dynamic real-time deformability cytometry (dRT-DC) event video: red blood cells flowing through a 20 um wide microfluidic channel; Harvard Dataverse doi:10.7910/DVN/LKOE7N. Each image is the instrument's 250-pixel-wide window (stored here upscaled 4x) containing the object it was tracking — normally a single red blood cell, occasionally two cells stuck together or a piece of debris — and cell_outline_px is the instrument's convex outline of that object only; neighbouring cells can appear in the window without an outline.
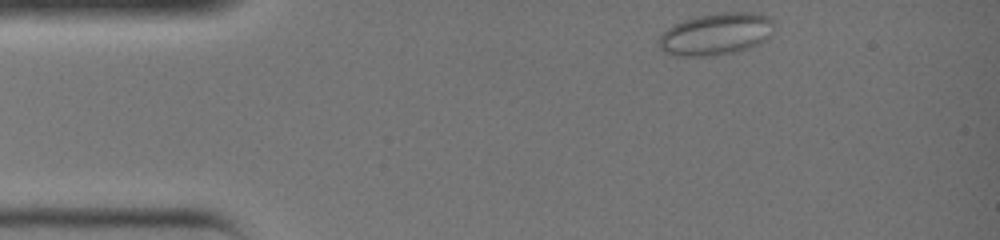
{"species": "common noctule bat (a hibernating species)", "species_latin": "Nyctalus noctula", "temperature_condition": "warm", "stored_images_in_passage": 30, "camera_frame_rate_fps": 3000, "um_per_image_px": 0.085, "animal": {"sex": "female", "body_mass_g": 19.0, "forearm_length_mm": 51.5}, "frame": {"image": 1, "passage_image": 1, "time_ms": 0.0, "image_size_px": [1000, 240], "cell_outline_px": [[772, 24], [768, 40], [760, 44], [736, 52], [708, 56], [676, 56], [664, 52], [656, 44], [656, 40], [668, 28], [684, 20], [696, 16], [724, 12], [756, 12], [768, 16], [772, 20]], "centroid_in_image_um": [60.84, 2.9], "position_along_channel_um": 24.2, "area_um2": 28.38}}
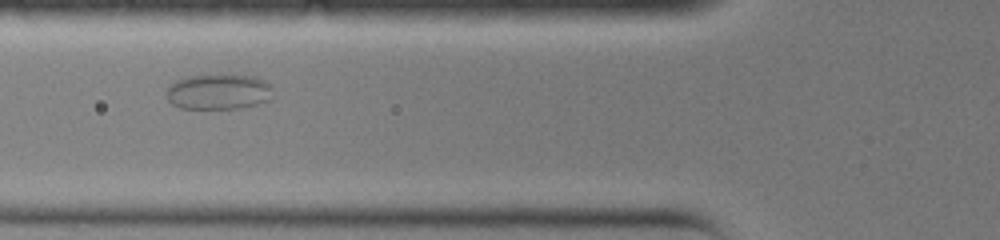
{"frame": {"image": 2, "passage_image": 10, "time_ms": 3.0, "image_size_px": [1000, 240], "cell_outline_px": [[272, 100], [240, 108], [180, 108], [172, 104], [168, 100], [168, 88], [176, 80], [184, 76], [208, 72], [220, 72], [256, 76], [264, 80], [272, 88]], "centroid_in_image_um": [18.6, 7.73], "position_along_channel_um": 107.2, "area_um2": 22.89}}
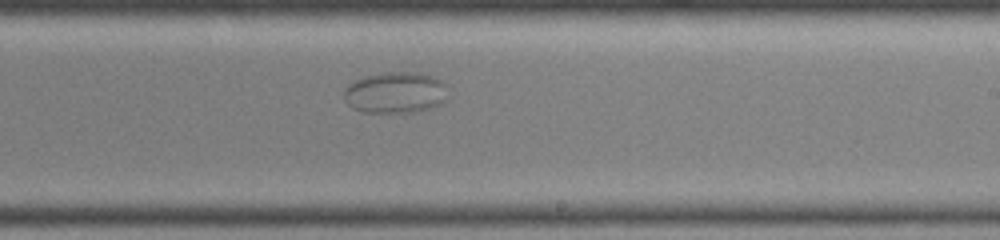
{"frame": {"image": 3, "passage_image": 19, "time_ms": 6.0, "image_size_px": [1000, 240], "cell_outline_px": [[448, 100], [444, 104], [432, 108], [412, 112], [364, 112], [352, 108], [344, 100], [344, 88], [352, 80], [364, 76], [388, 72], [408, 72], [432, 76], [448, 84]], "centroid_in_image_um": [33.64, 7.88], "position_along_channel_um": 255.4, "area_um2": 25.49}}